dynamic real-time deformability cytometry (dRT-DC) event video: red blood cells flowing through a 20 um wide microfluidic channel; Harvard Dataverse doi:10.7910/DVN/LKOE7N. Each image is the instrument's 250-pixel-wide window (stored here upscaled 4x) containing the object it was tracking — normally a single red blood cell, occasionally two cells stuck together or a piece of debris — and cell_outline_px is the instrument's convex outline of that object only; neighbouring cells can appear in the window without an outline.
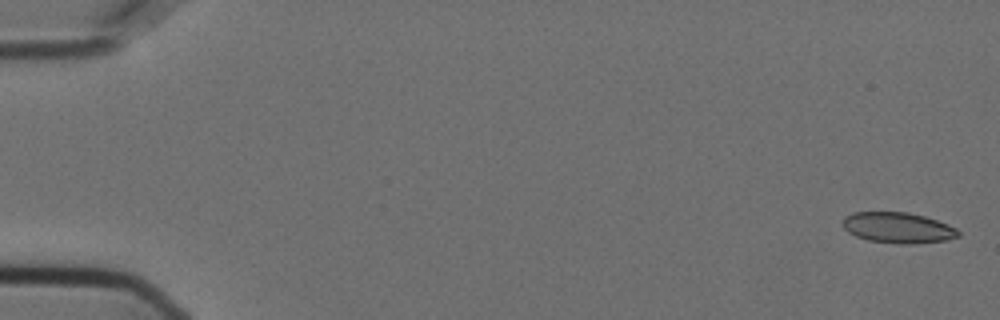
{"species": "Egyptian fruit bat (a non-hibernating species)", "species_latin": "Rousettus aegyptiacus", "temperature_condition": "cold", "stored_images_in_passage": 57, "camera_frame_rate_fps": 3000, "um_per_image_px": 0.085, "animal": {"sex": "female"}, "frame": {"image": 1, "passage_image": 2, "time_ms": 0.333, "image_size_px": [1000, 320], "cell_outline_px": [[960, 236], [944, 240], [916, 244], [900, 244], [868, 240], [856, 236], [848, 232], [840, 224], [840, 220], [844, 216], [852, 212], [908, 212], [924, 216], [948, 224], [956, 228], [960, 232]], "centroid_in_image_um": [76.28, 19.35], "position_along_channel_um": 8.7, "area_um2": 20.92}}
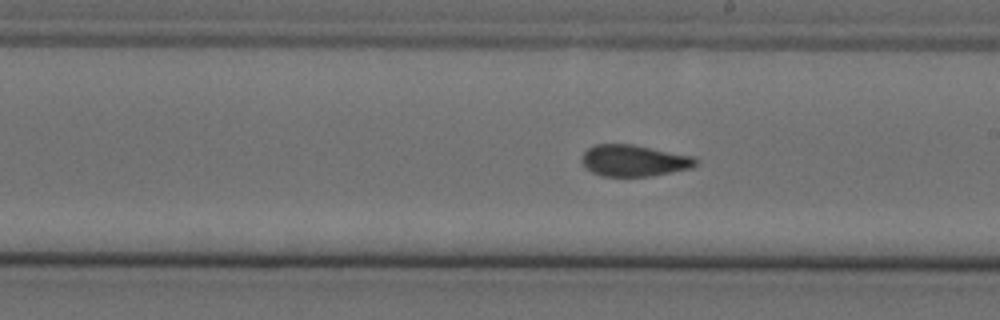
{"frame": {"image": 2, "passage_image": 33, "time_ms": 10.667, "image_size_px": [1000, 320], "cell_outline_px": [[696, 164], [692, 168], [652, 176], [600, 176], [592, 172], [580, 160], [580, 156], [588, 148], [596, 144], [632, 144], [692, 156], [696, 160]], "centroid_in_image_um": [53.85, 13.65], "position_along_channel_um": 235.1, "area_um2": 20.81}}
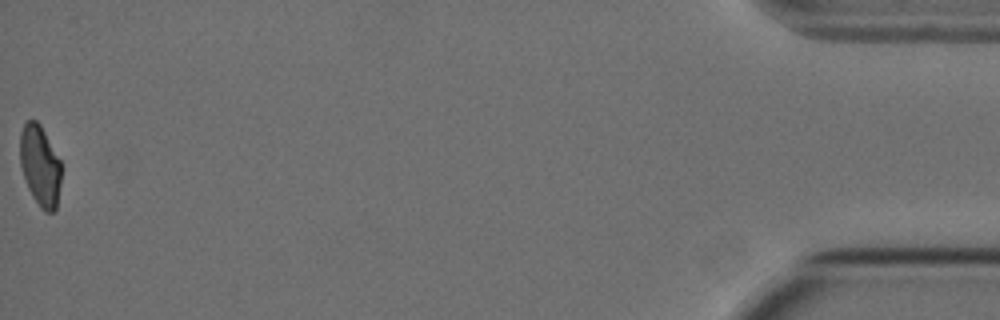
{"frame": {"image": 3, "passage_image": 57, "time_ms": 18.667, "image_size_px": [1000, 320], "cell_outline_px": [[60, 184], [56, 208], [52, 212], [44, 212], [40, 208], [32, 196], [28, 188], [20, 164], [20, 132], [24, 124], [28, 120], [36, 120], [40, 124], [60, 160]], "centroid_in_image_um": [3.39, 14.09], "position_along_channel_um": 431.8, "area_um2": 19.25}, "authors_computed_cell_mechanics": {"area_um2": 21.0392, "velocity_mm_per_s": 3.6122, "shape_relaxation_time_tau1_ms": 10.4721, "shape_relaxation_time_tau2_ms": 1.3458, "deformation_change_tau1": 0.1818, "deformation_change_tau2": 0.053}}